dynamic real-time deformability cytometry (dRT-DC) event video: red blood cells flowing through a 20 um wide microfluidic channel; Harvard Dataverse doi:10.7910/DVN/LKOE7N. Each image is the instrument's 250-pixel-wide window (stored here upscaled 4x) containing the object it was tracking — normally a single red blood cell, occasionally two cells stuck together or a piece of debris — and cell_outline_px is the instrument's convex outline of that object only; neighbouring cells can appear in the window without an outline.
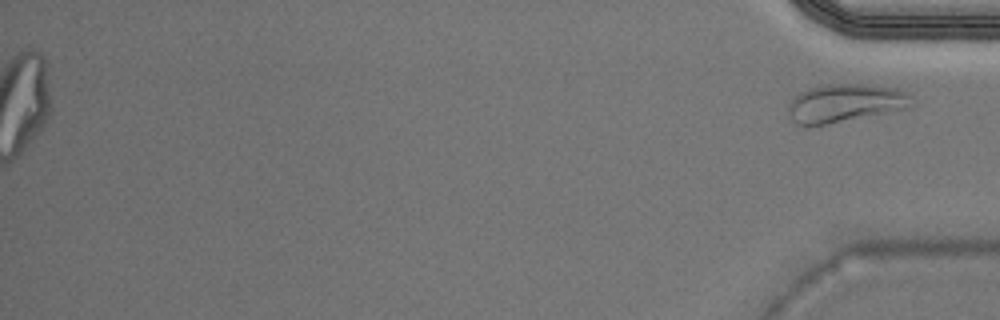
{"species": "Egyptian fruit bat (a non-hibernating species)", "species_latin": "Rousettus aegyptiacus", "temperature_condition": "warm", "stored_images_in_passage": 31, "camera_frame_rate_fps": 3000, "um_per_image_px": 0.085, "animal": {"sex": "male"}, "frame": {"image": 1, "passage_image": 31, "time_ms": 10.0, "image_size_px": [1000, 320], "cell_outline_px": [[908, 108], [888, 112], [824, 124], [796, 124], [792, 120], [788, 112], [788, 104], [792, 96], [800, 92], [812, 88], [832, 84], [860, 84], [896, 88], [904, 92], [908, 96]], "centroid_in_image_um": [71.75, 8.75], "position_along_channel_um": 363.4, "area_um2": 26.59}}